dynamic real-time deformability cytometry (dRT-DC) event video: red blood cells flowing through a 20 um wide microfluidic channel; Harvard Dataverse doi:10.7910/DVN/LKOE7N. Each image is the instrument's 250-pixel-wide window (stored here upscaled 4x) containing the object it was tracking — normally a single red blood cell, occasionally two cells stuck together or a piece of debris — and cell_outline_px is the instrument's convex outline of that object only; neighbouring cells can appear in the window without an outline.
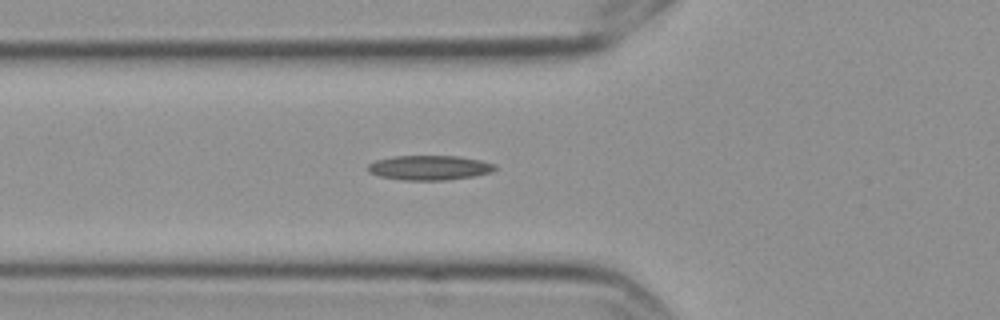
{"species": "Egyptian fruit bat (a non-hibernating species)", "species_latin": "Rousettus aegyptiacus", "temperature_condition": "cold", "stored_images_in_passage": 43, "camera_frame_rate_fps": 3000, "um_per_image_px": 0.085, "frame": {"image": 1, "passage_image": 8, "time_ms": 2.333, "image_size_px": [1000, 320], "cell_outline_px": [[496, 168], [492, 172], [472, 176], [444, 180], [404, 180], [380, 176], [368, 172], [368, 164], [376, 160], [392, 156], [456, 156], [480, 160], [496, 164]], "centroid_in_image_um": [36.49, 14.25], "position_along_channel_um": 89.3, "area_um2": 18.15}}
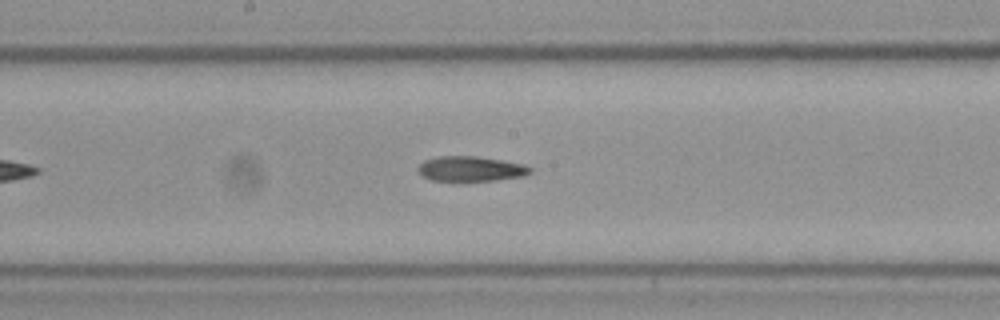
{"frame": {"image": 2, "passage_image": 18, "time_ms": 5.667, "image_size_px": [1000, 320], "cell_outline_px": [[532, 172], [524, 176], [496, 180], [456, 184], [452, 184], [432, 180], [420, 176], [416, 168], [424, 160], [440, 156], [476, 156], [500, 160], [520, 164], [532, 168]], "centroid_in_image_um": [39.92, 14.41], "position_along_channel_um": 208.3, "area_um2": 17.17}}
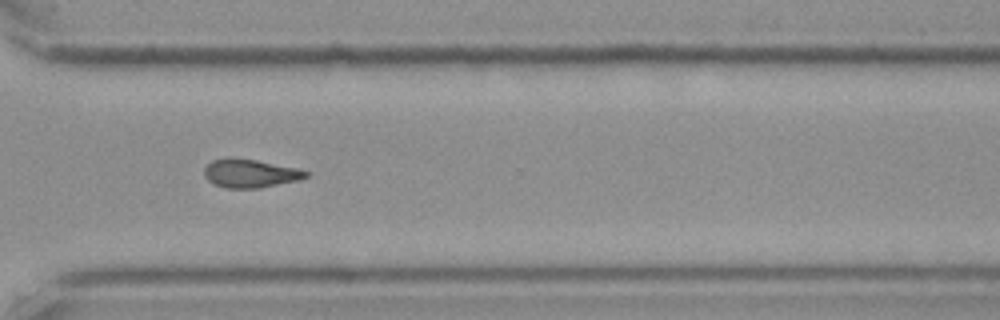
{"frame": {"image": 3, "passage_image": 30, "time_ms": 9.667, "image_size_px": [1000, 320], "cell_outline_px": [[308, 176], [300, 180], [260, 188], [228, 188], [212, 184], [204, 176], [204, 168], [212, 160], [228, 156], [256, 160], [296, 168], [308, 172]], "centroid_in_image_um": [21.23, 14.73], "position_along_channel_um": 349.4, "area_um2": 16.99}, "authors_computed_cell_mechanics": {"area_um2": 16.9932, "velocity_mm_per_s": 3.5349, "shape_relaxation_time_tau1_ms": null, "shape_relaxation_time_tau2_ms": 4.769, "deformation_change_tau1": null, "deformation_change_tau2": 0.1271}}